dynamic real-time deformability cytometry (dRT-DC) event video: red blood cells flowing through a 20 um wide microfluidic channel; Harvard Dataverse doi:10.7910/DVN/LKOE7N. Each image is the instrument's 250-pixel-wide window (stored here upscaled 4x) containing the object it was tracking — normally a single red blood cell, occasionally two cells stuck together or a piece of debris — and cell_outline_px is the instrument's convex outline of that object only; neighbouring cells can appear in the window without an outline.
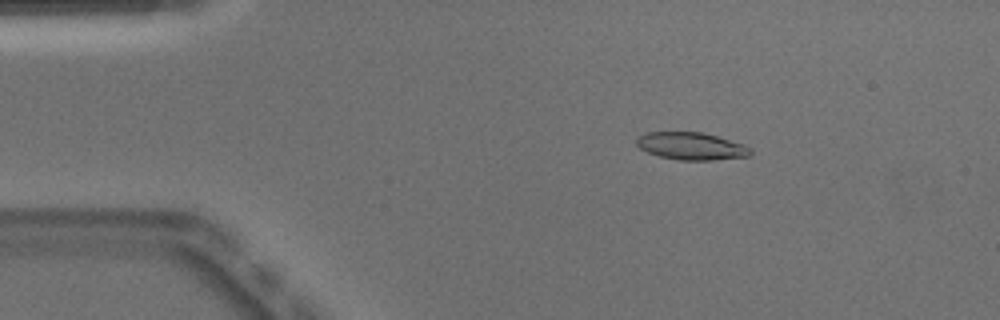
{"species": "Egyptian fruit bat (a non-hibernating species)", "species_latin": "Rousettus aegyptiacus", "temperature_condition": "warm", "stored_images_in_passage": 49, "camera_frame_rate_fps": 3000, "um_per_image_px": 0.085, "animal": {"sex": "male"}, "frame": {"image": 1, "passage_image": 7, "time_ms": 2.0, "image_size_px": [1000, 320], "cell_outline_px": [[752, 152], [748, 156], [712, 160], [680, 160], [660, 156], [648, 152], [640, 148], [636, 144], [636, 136], [644, 132], [704, 132], [744, 144], [752, 148]], "centroid_in_image_um": [58.75, 12.4], "position_along_channel_um": 26.3, "area_um2": 18.32}}
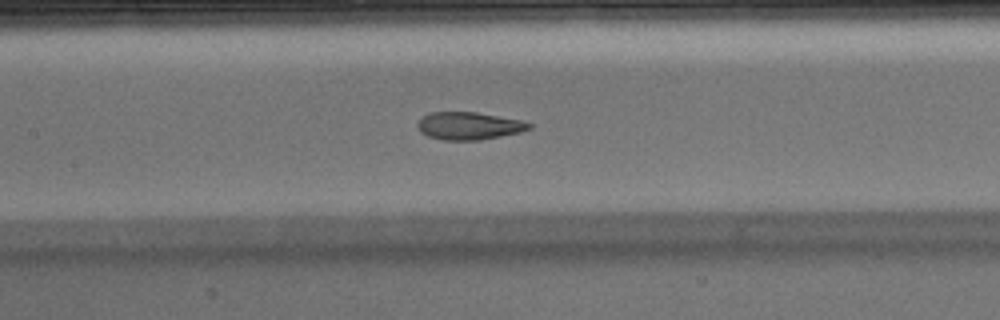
{"frame": {"image": 2, "passage_image": 22, "time_ms": 7.0, "image_size_px": [1000, 320], "cell_outline_px": [[532, 128], [520, 132], [480, 140], [444, 140], [428, 136], [420, 132], [416, 124], [428, 112], [476, 112], [520, 120], [532, 124]], "centroid_in_image_um": [39.84, 10.7], "position_along_channel_um": 167.6, "area_um2": 17.86}}
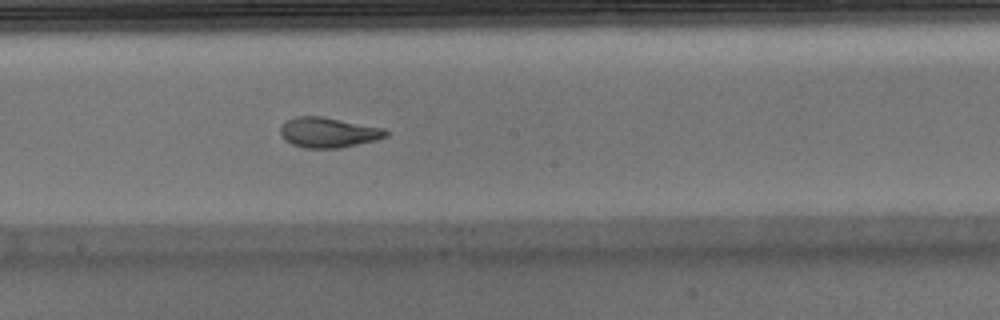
{"frame": {"image": 3, "passage_image": 26, "time_ms": 8.333, "image_size_px": [1000, 320], "cell_outline_px": [[388, 136], [376, 140], [340, 148], [304, 148], [292, 144], [284, 140], [280, 136], [280, 128], [284, 120], [292, 116], [324, 116], [384, 128], [388, 132]], "centroid_in_image_um": [27.86, 11.25], "position_along_channel_um": 220.3, "area_um2": 18.9}, "authors_computed_cell_mechanics": {"area_um2": 18.785, "velocity_mm_per_s": 3.9692, "shape_relaxation_time_tau1_ms": 7.07, "shape_relaxation_time_tau2_ms": 1.4071, "deformation_change_tau1": 0.26, "deformation_change_tau2": 0.0606}}